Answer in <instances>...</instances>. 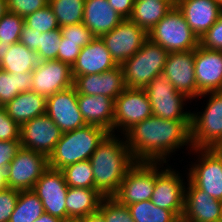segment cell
<instances>
[{
	"mask_svg": "<svg viewBox=\"0 0 222 222\" xmlns=\"http://www.w3.org/2000/svg\"><path fill=\"white\" fill-rule=\"evenodd\" d=\"M219 222H222V201H221V210H220V219Z\"/></svg>",
	"mask_w": 222,
	"mask_h": 222,
	"instance_id": "11a10c76",
	"label": "cell"
},
{
	"mask_svg": "<svg viewBox=\"0 0 222 222\" xmlns=\"http://www.w3.org/2000/svg\"><path fill=\"white\" fill-rule=\"evenodd\" d=\"M49 0H7L9 12L25 18L27 15L47 6Z\"/></svg>",
	"mask_w": 222,
	"mask_h": 222,
	"instance_id": "60d3db41",
	"label": "cell"
},
{
	"mask_svg": "<svg viewBox=\"0 0 222 222\" xmlns=\"http://www.w3.org/2000/svg\"><path fill=\"white\" fill-rule=\"evenodd\" d=\"M117 66L101 37H95L89 44L81 48L80 54L71 68L75 79L77 76L106 72Z\"/></svg>",
	"mask_w": 222,
	"mask_h": 222,
	"instance_id": "603a6c76",
	"label": "cell"
},
{
	"mask_svg": "<svg viewBox=\"0 0 222 222\" xmlns=\"http://www.w3.org/2000/svg\"><path fill=\"white\" fill-rule=\"evenodd\" d=\"M176 7L199 39L222 13V8L214 0H177Z\"/></svg>",
	"mask_w": 222,
	"mask_h": 222,
	"instance_id": "7402d4cb",
	"label": "cell"
},
{
	"mask_svg": "<svg viewBox=\"0 0 222 222\" xmlns=\"http://www.w3.org/2000/svg\"><path fill=\"white\" fill-rule=\"evenodd\" d=\"M197 97L202 93L222 91V51L198 46L194 59Z\"/></svg>",
	"mask_w": 222,
	"mask_h": 222,
	"instance_id": "d6986e66",
	"label": "cell"
},
{
	"mask_svg": "<svg viewBox=\"0 0 222 222\" xmlns=\"http://www.w3.org/2000/svg\"><path fill=\"white\" fill-rule=\"evenodd\" d=\"M44 212L42 201L33 190L19 191L9 222H33Z\"/></svg>",
	"mask_w": 222,
	"mask_h": 222,
	"instance_id": "4dcf8cb0",
	"label": "cell"
},
{
	"mask_svg": "<svg viewBox=\"0 0 222 222\" xmlns=\"http://www.w3.org/2000/svg\"><path fill=\"white\" fill-rule=\"evenodd\" d=\"M62 41L60 28L42 33L39 49L36 51L39 61L58 60L59 46Z\"/></svg>",
	"mask_w": 222,
	"mask_h": 222,
	"instance_id": "8d00e7d4",
	"label": "cell"
},
{
	"mask_svg": "<svg viewBox=\"0 0 222 222\" xmlns=\"http://www.w3.org/2000/svg\"><path fill=\"white\" fill-rule=\"evenodd\" d=\"M48 168V157L21 147L6 169L8 187L17 191L33 190Z\"/></svg>",
	"mask_w": 222,
	"mask_h": 222,
	"instance_id": "9c48e42d",
	"label": "cell"
},
{
	"mask_svg": "<svg viewBox=\"0 0 222 222\" xmlns=\"http://www.w3.org/2000/svg\"><path fill=\"white\" fill-rule=\"evenodd\" d=\"M157 165H161V162H136L127 171L113 197L125 206L151 200L156 177L162 172L158 171Z\"/></svg>",
	"mask_w": 222,
	"mask_h": 222,
	"instance_id": "ba28073f",
	"label": "cell"
},
{
	"mask_svg": "<svg viewBox=\"0 0 222 222\" xmlns=\"http://www.w3.org/2000/svg\"><path fill=\"white\" fill-rule=\"evenodd\" d=\"M77 222H106L103 214L98 210L88 216L78 220Z\"/></svg>",
	"mask_w": 222,
	"mask_h": 222,
	"instance_id": "c3c4849f",
	"label": "cell"
},
{
	"mask_svg": "<svg viewBox=\"0 0 222 222\" xmlns=\"http://www.w3.org/2000/svg\"><path fill=\"white\" fill-rule=\"evenodd\" d=\"M168 51L149 38L121 66L127 88L144 89L153 78L163 74Z\"/></svg>",
	"mask_w": 222,
	"mask_h": 222,
	"instance_id": "277c9868",
	"label": "cell"
},
{
	"mask_svg": "<svg viewBox=\"0 0 222 222\" xmlns=\"http://www.w3.org/2000/svg\"><path fill=\"white\" fill-rule=\"evenodd\" d=\"M176 2L160 0H135L130 20L147 33L170 12Z\"/></svg>",
	"mask_w": 222,
	"mask_h": 222,
	"instance_id": "83f0119b",
	"label": "cell"
},
{
	"mask_svg": "<svg viewBox=\"0 0 222 222\" xmlns=\"http://www.w3.org/2000/svg\"><path fill=\"white\" fill-rule=\"evenodd\" d=\"M187 186L182 219L186 222H219L221 201L197 188L189 179Z\"/></svg>",
	"mask_w": 222,
	"mask_h": 222,
	"instance_id": "44dd1931",
	"label": "cell"
},
{
	"mask_svg": "<svg viewBox=\"0 0 222 222\" xmlns=\"http://www.w3.org/2000/svg\"><path fill=\"white\" fill-rule=\"evenodd\" d=\"M6 113L19 125L46 114V98L33 91L19 93L4 106Z\"/></svg>",
	"mask_w": 222,
	"mask_h": 222,
	"instance_id": "4316f807",
	"label": "cell"
},
{
	"mask_svg": "<svg viewBox=\"0 0 222 222\" xmlns=\"http://www.w3.org/2000/svg\"><path fill=\"white\" fill-rule=\"evenodd\" d=\"M194 59L195 50L169 52L163 70L174 89L190 99L197 97Z\"/></svg>",
	"mask_w": 222,
	"mask_h": 222,
	"instance_id": "e0dca14e",
	"label": "cell"
},
{
	"mask_svg": "<svg viewBox=\"0 0 222 222\" xmlns=\"http://www.w3.org/2000/svg\"><path fill=\"white\" fill-rule=\"evenodd\" d=\"M222 8V0H214Z\"/></svg>",
	"mask_w": 222,
	"mask_h": 222,
	"instance_id": "db71d44e",
	"label": "cell"
},
{
	"mask_svg": "<svg viewBox=\"0 0 222 222\" xmlns=\"http://www.w3.org/2000/svg\"><path fill=\"white\" fill-rule=\"evenodd\" d=\"M152 115L150 100L145 90L126 87L115 99L113 133L120 127L124 134L135 124Z\"/></svg>",
	"mask_w": 222,
	"mask_h": 222,
	"instance_id": "7c38bea8",
	"label": "cell"
},
{
	"mask_svg": "<svg viewBox=\"0 0 222 222\" xmlns=\"http://www.w3.org/2000/svg\"><path fill=\"white\" fill-rule=\"evenodd\" d=\"M148 38L168 52L195 50L199 46V38L176 6L151 29Z\"/></svg>",
	"mask_w": 222,
	"mask_h": 222,
	"instance_id": "5b68a950",
	"label": "cell"
},
{
	"mask_svg": "<svg viewBox=\"0 0 222 222\" xmlns=\"http://www.w3.org/2000/svg\"><path fill=\"white\" fill-rule=\"evenodd\" d=\"M101 39L116 64L122 65L143 46L148 33L130 19H124Z\"/></svg>",
	"mask_w": 222,
	"mask_h": 222,
	"instance_id": "30bf717a",
	"label": "cell"
},
{
	"mask_svg": "<svg viewBox=\"0 0 222 222\" xmlns=\"http://www.w3.org/2000/svg\"><path fill=\"white\" fill-rule=\"evenodd\" d=\"M68 187L95 188L93 169L90 161H79L61 169Z\"/></svg>",
	"mask_w": 222,
	"mask_h": 222,
	"instance_id": "836d02e7",
	"label": "cell"
},
{
	"mask_svg": "<svg viewBox=\"0 0 222 222\" xmlns=\"http://www.w3.org/2000/svg\"><path fill=\"white\" fill-rule=\"evenodd\" d=\"M144 90L154 116L166 120L191 121L192 113L183 110V101L190 98L176 91L164 74L153 78Z\"/></svg>",
	"mask_w": 222,
	"mask_h": 222,
	"instance_id": "52a82bcc",
	"label": "cell"
},
{
	"mask_svg": "<svg viewBox=\"0 0 222 222\" xmlns=\"http://www.w3.org/2000/svg\"><path fill=\"white\" fill-rule=\"evenodd\" d=\"M124 18L108 3V0H85L82 23L95 37L113 30Z\"/></svg>",
	"mask_w": 222,
	"mask_h": 222,
	"instance_id": "d4e9b609",
	"label": "cell"
},
{
	"mask_svg": "<svg viewBox=\"0 0 222 222\" xmlns=\"http://www.w3.org/2000/svg\"><path fill=\"white\" fill-rule=\"evenodd\" d=\"M108 134L104 128L88 124L62 133L53 153L48 157L49 167L61 170L70 164L89 160Z\"/></svg>",
	"mask_w": 222,
	"mask_h": 222,
	"instance_id": "3957f363",
	"label": "cell"
},
{
	"mask_svg": "<svg viewBox=\"0 0 222 222\" xmlns=\"http://www.w3.org/2000/svg\"><path fill=\"white\" fill-rule=\"evenodd\" d=\"M80 51L81 47H79L77 43L63 42L62 37V41L60 43L58 51V60L72 67L78 55L80 54Z\"/></svg>",
	"mask_w": 222,
	"mask_h": 222,
	"instance_id": "f6af8a7d",
	"label": "cell"
},
{
	"mask_svg": "<svg viewBox=\"0 0 222 222\" xmlns=\"http://www.w3.org/2000/svg\"><path fill=\"white\" fill-rule=\"evenodd\" d=\"M180 175L170 168L162 170L156 177L151 201L165 210L172 211L182 219L184 211L185 186Z\"/></svg>",
	"mask_w": 222,
	"mask_h": 222,
	"instance_id": "ac0fdd59",
	"label": "cell"
},
{
	"mask_svg": "<svg viewBox=\"0 0 222 222\" xmlns=\"http://www.w3.org/2000/svg\"><path fill=\"white\" fill-rule=\"evenodd\" d=\"M124 136L136 162L166 163V156L184 145L193 150L191 121L166 120L152 115L135 124Z\"/></svg>",
	"mask_w": 222,
	"mask_h": 222,
	"instance_id": "6da1fadb",
	"label": "cell"
},
{
	"mask_svg": "<svg viewBox=\"0 0 222 222\" xmlns=\"http://www.w3.org/2000/svg\"><path fill=\"white\" fill-rule=\"evenodd\" d=\"M199 45L209 50L222 51V13L214 25L199 39Z\"/></svg>",
	"mask_w": 222,
	"mask_h": 222,
	"instance_id": "ab89813d",
	"label": "cell"
},
{
	"mask_svg": "<svg viewBox=\"0 0 222 222\" xmlns=\"http://www.w3.org/2000/svg\"><path fill=\"white\" fill-rule=\"evenodd\" d=\"M78 106L88 125H96L113 134L115 100L104 95L78 94Z\"/></svg>",
	"mask_w": 222,
	"mask_h": 222,
	"instance_id": "cb8c5ba5",
	"label": "cell"
},
{
	"mask_svg": "<svg viewBox=\"0 0 222 222\" xmlns=\"http://www.w3.org/2000/svg\"><path fill=\"white\" fill-rule=\"evenodd\" d=\"M103 198L96 189L68 187L65 202L67 222H77L98 211Z\"/></svg>",
	"mask_w": 222,
	"mask_h": 222,
	"instance_id": "484cf974",
	"label": "cell"
},
{
	"mask_svg": "<svg viewBox=\"0 0 222 222\" xmlns=\"http://www.w3.org/2000/svg\"><path fill=\"white\" fill-rule=\"evenodd\" d=\"M62 133L54 121L47 114H43L20 126V145L49 157Z\"/></svg>",
	"mask_w": 222,
	"mask_h": 222,
	"instance_id": "4fadbf2b",
	"label": "cell"
},
{
	"mask_svg": "<svg viewBox=\"0 0 222 222\" xmlns=\"http://www.w3.org/2000/svg\"><path fill=\"white\" fill-rule=\"evenodd\" d=\"M33 191L42 201L46 213L67 222L65 202L68 185L61 170L49 167L35 183Z\"/></svg>",
	"mask_w": 222,
	"mask_h": 222,
	"instance_id": "5bb4252c",
	"label": "cell"
},
{
	"mask_svg": "<svg viewBox=\"0 0 222 222\" xmlns=\"http://www.w3.org/2000/svg\"><path fill=\"white\" fill-rule=\"evenodd\" d=\"M32 73L31 91L45 98L74 85L71 66L57 59L39 61Z\"/></svg>",
	"mask_w": 222,
	"mask_h": 222,
	"instance_id": "9a60e30c",
	"label": "cell"
},
{
	"mask_svg": "<svg viewBox=\"0 0 222 222\" xmlns=\"http://www.w3.org/2000/svg\"><path fill=\"white\" fill-rule=\"evenodd\" d=\"M77 94L104 95L116 99L126 88L121 65L99 74L77 76L74 85Z\"/></svg>",
	"mask_w": 222,
	"mask_h": 222,
	"instance_id": "ffe728a7",
	"label": "cell"
},
{
	"mask_svg": "<svg viewBox=\"0 0 222 222\" xmlns=\"http://www.w3.org/2000/svg\"><path fill=\"white\" fill-rule=\"evenodd\" d=\"M23 25L24 18L9 11L0 19V49L19 42Z\"/></svg>",
	"mask_w": 222,
	"mask_h": 222,
	"instance_id": "e575fe53",
	"label": "cell"
},
{
	"mask_svg": "<svg viewBox=\"0 0 222 222\" xmlns=\"http://www.w3.org/2000/svg\"><path fill=\"white\" fill-rule=\"evenodd\" d=\"M135 0H108L109 5L124 19H129Z\"/></svg>",
	"mask_w": 222,
	"mask_h": 222,
	"instance_id": "7dc6e473",
	"label": "cell"
},
{
	"mask_svg": "<svg viewBox=\"0 0 222 222\" xmlns=\"http://www.w3.org/2000/svg\"><path fill=\"white\" fill-rule=\"evenodd\" d=\"M39 60L37 53L20 42L0 49V68L8 73L32 72Z\"/></svg>",
	"mask_w": 222,
	"mask_h": 222,
	"instance_id": "f1b7e54d",
	"label": "cell"
},
{
	"mask_svg": "<svg viewBox=\"0 0 222 222\" xmlns=\"http://www.w3.org/2000/svg\"><path fill=\"white\" fill-rule=\"evenodd\" d=\"M95 188L103 197H113L127 171L136 163L126 144L114 134H108L89 159Z\"/></svg>",
	"mask_w": 222,
	"mask_h": 222,
	"instance_id": "7a4b0ae2",
	"label": "cell"
},
{
	"mask_svg": "<svg viewBox=\"0 0 222 222\" xmlns=\"http://www.w3.org/2000/svg\"><path fill=\"white\" fill-rule=\"evenodd\" d=\"M46 114L63 133L87 125L79 110L78 94L74 86L46 98Z\"/></svg>",
	"mask_w": 222,
	"mask_h": 222,
	"instance_id": "2e32d148",
	"label": "cell"
},
{
	"mask_svg": "<svg viewBox=\"0 0 222 222\" xmlns=\"http://www.w3.org/2000/svg\"><path fill=\"white\" fill-rule=\"evenodd\" d=\"M33 222H63L61 219L44 212L39 218Z\"/></svg>",
	"mask_w": 222,
	"mask_h": 222,
	"instance_id": "681fc988",
	"label": "cell"
},
{
	"mask_svg": "<svg viewBox=\"0 0 222 222\" xmlns=\"http://www.w3.org/2000/svg\"><path fill=\"white\" fill-rule=\"evenodd\" d=\"M8 188L7 171L0 170V191Z\"/></svg>",
	"mask_w": 222,
	"mask_h": 222,
	"instance_id": "f907efd6",
	"label": "cell"
},
{
	"mask_svg": "<svg viewBox=\"0 0 222 222\" xmlns=\"http://www.w3.org/2000/svg\"><path fill=\"white\" fill-rule=\"evenodd\" d=\"M33 73H8L0 68V106L4 107L19 93L32 89Z\"/></svg>",
	"mask_w": 222,
	"mask_h": 222,
	"instance_id": "f546056e",
	"label": "cell"
},
{
	"mask_svg": "<svg viewBox=\"0 0 222 222\" xmlns=\"http://www.w3.org/2000/svg\"><path fill=\"white\" fill-rule=\"evenodd\" d=\"M216 149L222 154V142L220 143V145Z\"/></svg>",
	"mask_w": 222,
	"mask_h": 222,
	"instance_id": "f5cc1de1",
	"label": "cell"
},
{
	"mask_svg": "<svg viewBox=\"0 0 222 222\" xmlns=\"http://www.w3.org/2000/svg\"><path fill=\"white\" fill-rule=\"evenodd\" d=\"M20 148V140L0 141V170L7 169Z\"/></svg>",
	"mask_w": 222,
	"mask_h": 222,
	"instance_id": "ee69618b",
	"label": "cell"
},
{
	"mask_svg": "<svg viewBox=\"0 0 222 222\" xmlns=\"http://www.w3.org/2000/svg\"><path fill=\"white\" fill-rule=\"evenodd\" d=\"M193 149L201 154V159L189 169V180L211 197L222 201V154L213 148Z\"/></svg>",
	"mask_w": 222,
	"mask_h": 222,
	"instance_id": "8fae6325",
	"label": "cell"
},
{
	"mask_svg": "<svg viewBox=\"0 0 222 222\" xmlns=\"http://www.w3.org/2000/svg\"><path fill=\"white\" fill-rule=\"evenodd\" d=\"M160 1H166V2H177V0H160Z\"/></svg>",
	"mask_w": 222,
	"mask_h": 222,
	"instance_id": "9f6ffc18",
	"label": "cell"
},
{
	"mask_svg": "<svg viewBox=\"0 0 222 222\" xmlns=\"http://www.w3.org/2000/svg\"><path fill=\"white\" fill-rule=\"evenodd\" d=\"M60 27L83 21L85 0H49Z\"/></svg>",
	"mask_w": 222,
	"mask_h": 222,
	"instance_id": "d6a6232c",
	"label": "cell"
},
{
	"mask_svg": "<svg viewBox=\"0 0 222 222\" xmlns=\"http://www.w3.org/2000/svg\"><path fill=\"white\" fill-rule=\"evenodd\" d=\"M178 222H186V221H184L183 219H179V221Z\"/></svg>",
	"mask_w": 222,
	"mask_h": 222,
	"instance_id": "6f0895ef",
	"label": "cell"
},
{
	"mask_svg": "<svg viewBox=\"0 0 222 222\" xmlns=\"http://www.w3.org/2000/svg\"><path fill=\"white\" fill-rule=\"evenodd\" d=\"M19 191L8 188L0 191V222H9L15 209Z\"/></svg>",
	"mask_w": 222,
	"mask_h": 222,
	"instance_id": "7bdbcfd3",
	"label": "cell"
},
{
	"mask_svg": "<svg viewBox=\"0 0 222 222\" xmlns=\"http://www.w3.org/2000/svg\"><path fill=\"white\" fill-rule=\"evenodd\" d=\"M24 24L41 33L59 29L56 16L49 4L24 18Z\"/></svg>",
	"mask_w": 222,
	"mask_h": 222,
	"instance_id": "d590c367",
	"label": "cell"
},
{
	"mask_svg": "<svg viewBox=\"0 0 222 222\" xmlns=\"http://www.w3.org/2000/svg\"><path fill=\"white\" fill-rule=\"evenodd\" d=\"M41 36V32L33 30L24 24L20 33L19 42L30 50L37 51L39 49V40Z\"/></svg>",
	"mask_w": 222,
	"mask_h": 222,
	"instance_id": "bcb514c9",
	"label": "cell"
},
{
	"mask_svg": "<svg viewBox=\"0 0 222 222\" xmlns=\"http://www.w3.org/2000/svg\"><path fill=\"white\" fill-rule=\"evenodd\" d=\"M209 96L203 113L191 115V141L193 148L216 149L222 142V91L202 93Z\"/></svg>",
	"mask_w": 222,
	"mask_h": 222,
	"instance_id": "8992f818",
	"label": "cell"
},
{
	"mask_svg": "<svg viewBox=\"0 0 222 222\" xmlns=\"http://www.w3.org/2000/svg\"><path fill=\"white\" fill-rule=\"evenodd\" d=\"M7 0H0V19L8 12Z\"/></svg>",
	"mask_w": 222,
	"mask_h": 222,
	"instance_id": "816d5d0a",
	"label": "cell"
},
{
	"mask_svg": "<svg viewBox=\"0 0 222 222\" xmlns=\"http://www.w3.org/2000/svg\"><path fill=\"white\" fill-rule=\"evenodd\" d=\"M134 222H178L179 218L170 210L157 207L151 200L127 206Z\"/></svg>",
	"mask_w": 222,
	"mask_h": 222,
	"instance_id": "1f68e13d",
	"label": "cell"
},
{
	"mask_svg": "<svg viewBox=\"0 0 222 222\" xmlns=\"http://www.w3.org/2000/svg\"><path fill=\"white\" fill-rule=\"evenodd\" d=\"M60 31L63 42L77 43L81 48L85 47L95 38L93 33L82 22L62 26L60 27Z\"/></svg>",
	"mask_w": 222,
	"mask_h": 222,
	"instance_id": "f35d334b",
	"label": "cell"
},
{
	"mask_svg": "<svg viewBox=\"0 0 222 222\" xmlns=\"http://www.w3.org/2000/svg\"><path fill=\"white\" fill-rule=\"evenodd\" d=\"M20 140V126L0 106V141Z\"/></svg>",
	"mask_w": 222,
	"mask_h": 222,
	"instance_id": "b9f144b4",
	"label": "cell"
},
{
	"mask_svg": "<svg viewBox=\"0 0 222 222\" xmlns=\"http://www.w3.org/2000/svg\"><path fill=\"white\" fill-rule=\"evenodd\" d=\"M99 211L106 222H134L127 206L120 204L114 197H104Z\"/></svg>",
	"mask_w": 222,
	"mask_h": 222,
	"instance_id": "74e56055",
	"label": "cell"
}]
</instances>
